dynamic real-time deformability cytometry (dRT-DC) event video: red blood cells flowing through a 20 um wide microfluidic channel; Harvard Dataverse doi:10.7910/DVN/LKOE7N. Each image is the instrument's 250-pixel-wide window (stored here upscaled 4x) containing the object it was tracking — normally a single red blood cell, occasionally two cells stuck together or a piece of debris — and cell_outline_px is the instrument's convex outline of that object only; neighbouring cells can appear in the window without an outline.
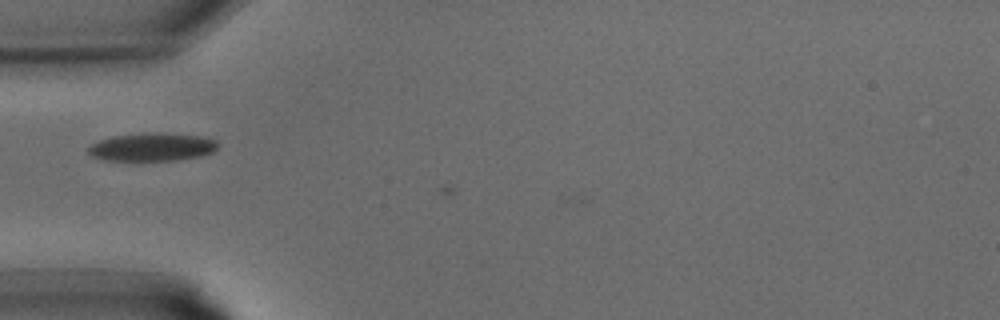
{"species": "common noctule bat (a hibernating species)", "species_latin": "Nyctalus noctula", "temperature_condition": "warm", "stored_images_in_passage": 2, "camera_frame_rate_fps": 3000, "um_per_image_px": 0.085, "animal": {"sex": "male", "body_mass_g": 15.6}, "frame": {"image": 1, "passage_image": 1, "time_ms": 0.0, "image_size_px": [1000, 320], "cell_outline_px": [[220, 144], [212, 152], [200, 156], [176, 160], [104, 160], [92, 156], [88, 152], [88, 148], [92, 144], [100, 140], [112, 136], [152, 132], [156, 132], [204, 136], [216, 140]], "centroid_in_image_um": [12.96, 12.48], "position_along_channel_um": 72.0, "area_um2": 21.21}}